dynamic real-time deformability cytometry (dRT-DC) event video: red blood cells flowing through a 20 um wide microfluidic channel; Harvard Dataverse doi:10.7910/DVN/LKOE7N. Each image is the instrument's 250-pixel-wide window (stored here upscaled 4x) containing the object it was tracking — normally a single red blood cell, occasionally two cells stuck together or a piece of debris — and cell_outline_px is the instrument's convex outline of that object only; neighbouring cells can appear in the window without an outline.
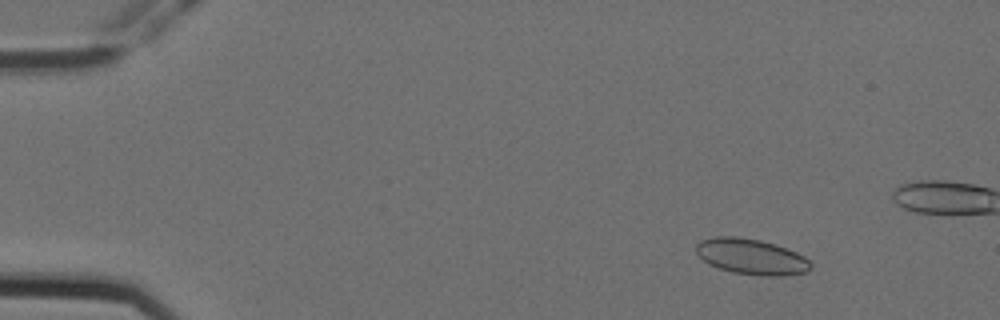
{"species": "Egyptian fruit bat (a non-hibernating species)", "species_latin": "Rousettus aegyptiacus", "temperature_condition": "cold", "stored_images_in_passage": 9, "camera_frame_rate_fps": 3000, "um_per_image_px": 0.085, "animal": {"sex": "female"}, "frame": {"image": 1, "passage_image": 3, "time_ms": 0.667, "image_size_px": [1000, 320], "cell_outline_px": [[812, 268], [804, 272], [780, 276], [764, 276], [732, 272], [708, 264], [696, 252], [696, 244], [700, 240], [716, 236], [736, 236], [760, 240], [776, 244], [796, 252], [804, 256], [812, 264]], "centroid_in_image_um": [63.86, 21.8], "position_along_channel_um": 21.1, "area_um2": 23.81}}
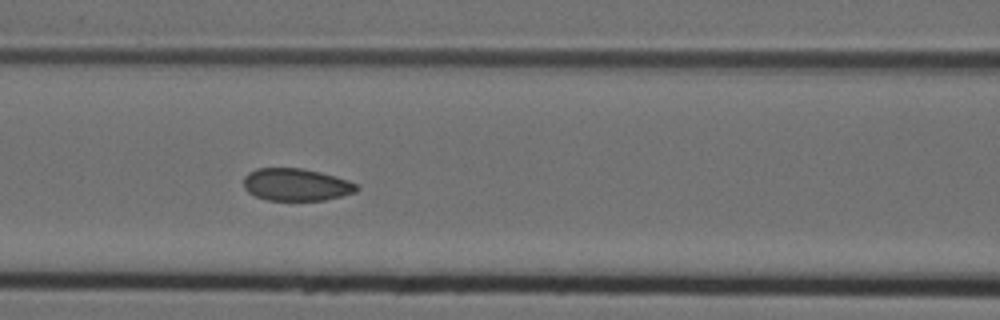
{"frame": {"image": 2, "passage_image": 8, "time_ms": 2.333, "image_size_px": [1000, 320], "cell_outline_px": [[360, 188], [356, 192], [324, 200], [268, 200], [256, 196], [248, 192], [244, 188], [244, 176], [248, 172], [256, 168], [300, 168], [320, 172], [348, 180], [356, 184]], "centroid_in_image_um": [25.16, 15.69], "position_along_channel_um": 141.4, "area_um2": 21.27}}
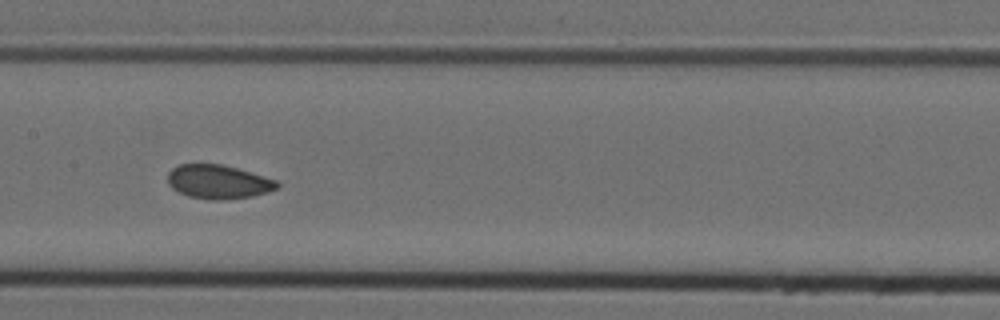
{"frame": {"image": 3, "passage_image": 9, "time_ms": 2.667, "image_size_px": [1000, 320], "cell_outline_px": [[280, 188], [268, 192], [252, 196], [224, 200], [212, 200], [188, 196], [172, 188], [168, 184], [168, 172], [172, 168], [180, 164], [220, 164], [236, 168], [276, 180], [280, 184]], "centroid_in_image_um": [18.56, 15.46], "position_along_channel_um": 188.8, "area_um2": 21.56}}